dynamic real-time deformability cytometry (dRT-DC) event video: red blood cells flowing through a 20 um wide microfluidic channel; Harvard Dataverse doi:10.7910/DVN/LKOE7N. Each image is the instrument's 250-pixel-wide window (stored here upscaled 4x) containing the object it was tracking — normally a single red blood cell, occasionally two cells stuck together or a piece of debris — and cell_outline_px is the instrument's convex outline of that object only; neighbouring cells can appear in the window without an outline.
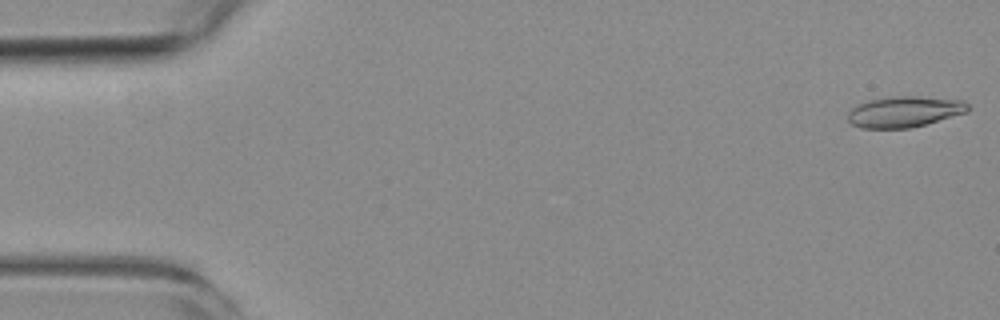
{"species": "common noctule bat (a hibernating species)", "species_latin": "Nyctalus noctula", "temperature_condition": "room temperature", "stored_images_in_passage": 5, "camera_frame_rate_fps": 3000, "um_per_image_px": 0.085, "animal": {"sex": "female", "body_mass_g": 19.3, "forearm_length_mm": 54.1}, "frame": {"image": 1, "passage_image": 1, "time_ms": 0.0, "image_size_px": [1000, 320], "cell_outline_px": [[968, 112], [912, 128], [860, 128], [852, 124], [848, 120], [848, 112], [852, 108], [868, 100], [888, 96], [916, 96], [964, 100], [968, 104]], "centroid_in_image_um": [76.88, 9.49], "position_along_channel_um": 8.1, "area_um2": 21.73}}
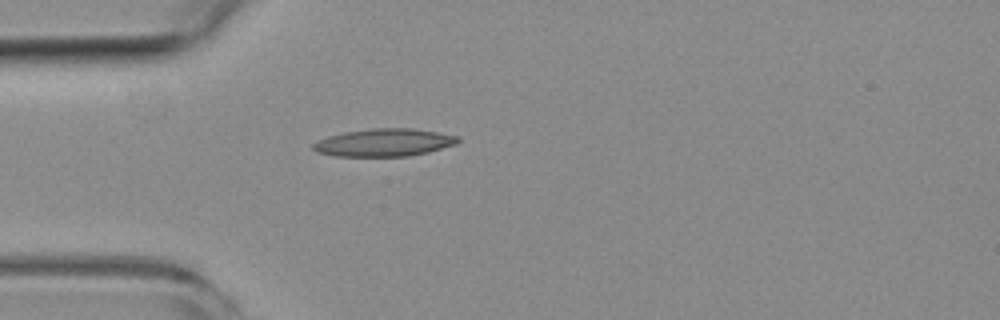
{"frame": {"image": 2, "passage_image": 5, "time_ms": 4.667, "image_size_px": [1000, 320], "cell_outline_px": [[460, 140], [456, 144], [428, 152], [408, 156], [332, 156], [316, 152], [312, 148], [312, 144], [328, 136], [344, 132], [372, 128], [412, 128], [460, 136]], "centroid_in_image_um": [32.64, 12.11], "position_along_channel_um": 52.4, "area_um2": 23.35}}